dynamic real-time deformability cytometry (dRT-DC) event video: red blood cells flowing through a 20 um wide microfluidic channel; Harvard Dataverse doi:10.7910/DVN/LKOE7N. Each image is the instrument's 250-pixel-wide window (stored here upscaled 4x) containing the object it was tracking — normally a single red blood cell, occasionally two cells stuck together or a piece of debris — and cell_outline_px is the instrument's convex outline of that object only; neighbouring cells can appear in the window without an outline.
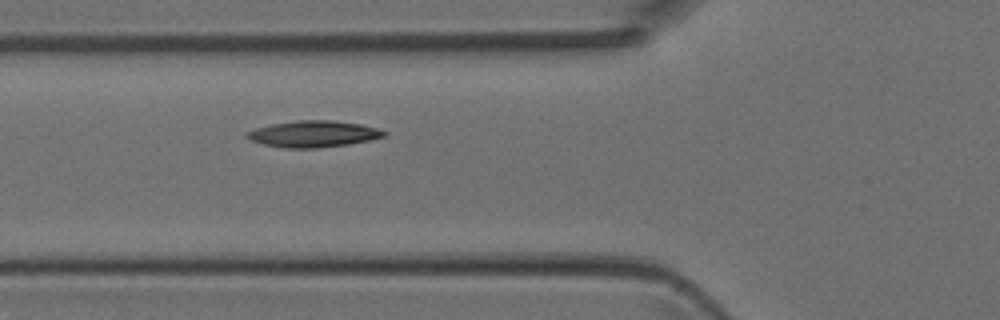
{"species": "Egyptian fruit bat (a non-hibernating species)", "species_latin": "Rousettus aegyptiacus", "temperature_condition": "room temperature", "stored_images_in_passage": 4, "camera_frame_rate_fps": 3000, "um_per_image_px": 0.085, "animal": {"sex": "female"}, "frame": {"image": 1, "passage_image": 4, "time_ms": 1.0, "image_size_px": [1000, 320], "cell_outline_px": [[388, 132], [384, 136], [368, 140], [348, 144], [316, 148], [284, 148], [264, 144], [252, 140], [244, 136], [244, 132], [256, 128], [272, 124], [296, 120], [332, 120], [360, 124], [376, 128]], "centroid_in_image_um": [26.6, 11.38], "position_along_channel_um": 99.2, "area_um2": 20.98}}